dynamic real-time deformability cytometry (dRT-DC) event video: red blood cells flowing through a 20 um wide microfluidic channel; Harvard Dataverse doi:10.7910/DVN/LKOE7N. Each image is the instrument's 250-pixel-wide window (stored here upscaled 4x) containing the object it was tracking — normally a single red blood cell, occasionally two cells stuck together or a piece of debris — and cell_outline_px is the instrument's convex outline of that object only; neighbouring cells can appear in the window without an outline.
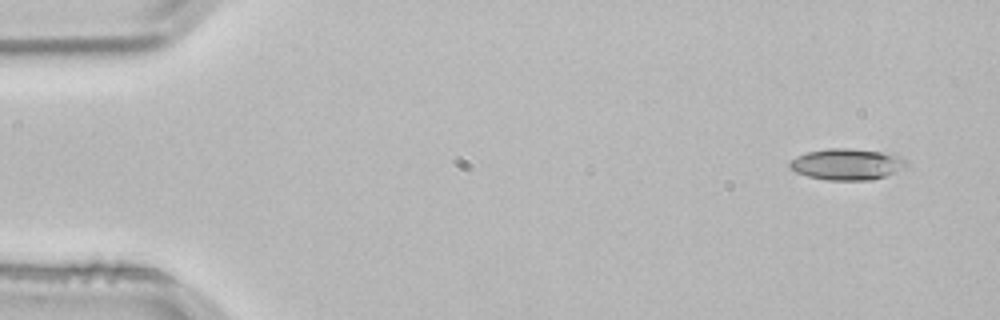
{"species": "common noctule bat (a hibernating species)", "species_latin": "Nyctalus noctula", "temperature_condition": "room temperature", "stored_images_in_passage": 3, "camera_frame_rate_fps": 3000, "um_per_image_px": 0.085, "animal": {"sex": "male", "body_mass_g": 21.5, "forearm_length_mm": 52.0}, "frame": {"image": 1, "passage_image": 1, "time_ms": 0.0, "image_size_px": [1000, 320], "cell_outline_px": [[908, 164], [884, 176], [872, 180], [828, 180], [808, 176], [796, 172], [788, 168], [788, 164], [796, 156], [808, 152], [828, 148], [848, 148], [880, 152], [900, 156]], "centroid_in_image_um": [71.92, 13.96], "position_along_channel_um": 13.1, "area_um2": 20.92}}